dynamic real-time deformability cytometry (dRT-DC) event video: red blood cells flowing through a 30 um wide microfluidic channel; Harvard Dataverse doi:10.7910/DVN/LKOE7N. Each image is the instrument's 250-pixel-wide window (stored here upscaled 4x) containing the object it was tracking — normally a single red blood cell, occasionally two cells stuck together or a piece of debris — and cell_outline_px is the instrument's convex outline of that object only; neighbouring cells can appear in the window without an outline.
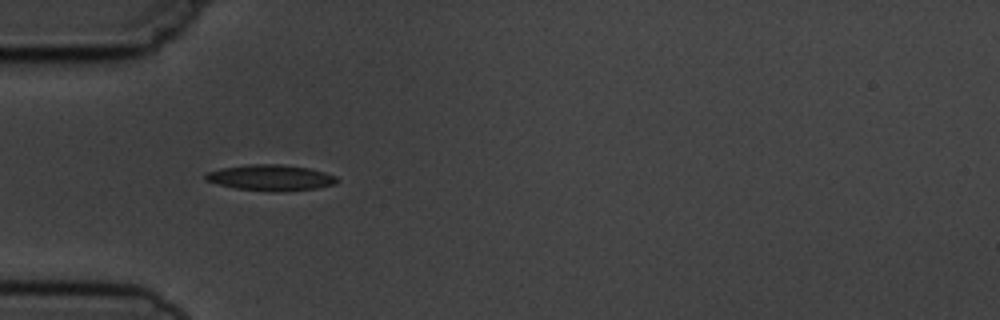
{"species": "common noctule bat (a hibernating species)", "species_latin": "Nyctalus noctula", "temperature_condition": "cold", "stored_images_in_passage": 8, "camera_frame_rate_fps": 3000, "um_per_image_px": 0.085, "animal": {"sex": "male", "body_mass_g": 19.5, "forearm_length_mm": 54.6}, "frame": {"image": 1, "passage_image": 5, "time_ms": 5.333, "image_size_px": [1000, 320], "cell_outline_px": [[336, 184], [316, 188], [236, 188], [204, 180], [204, 172], [220, 168], [248, 164], [284, 164], [308, 168], [324, 172], [336, 176]], "centroid_in_image_um": [22.93, 15.03], "position_along_channel_um": 62.1, "area_um2": 18.67}}
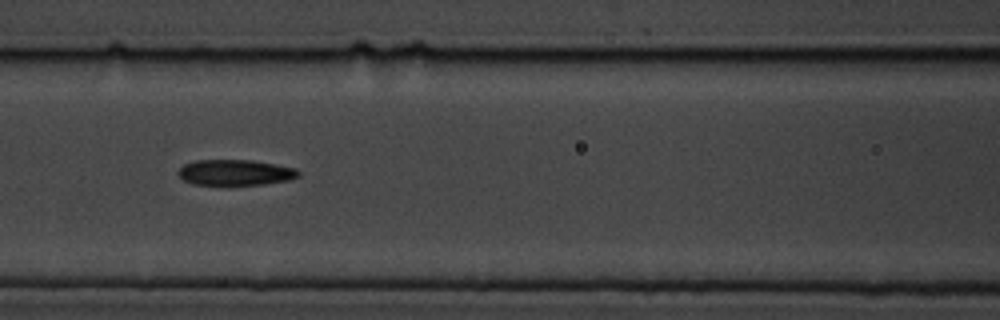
{"frame": {"image": 2, "passage_image": 7, "time_ms": 7.667, "image_size_px": [1000, 320], "cell_outline_px": [[300, 176], [288, 180], [264, 184], [192, 184], [184, 180], [176, 172], [184, 164], [196, 160], [252, 160], [276, 164], [296, 168], [300, 172]], "centroid_in_image_um": [20.01, 14.65], "position_along_channel_um": 146.6, "area_um2": 17.92}}
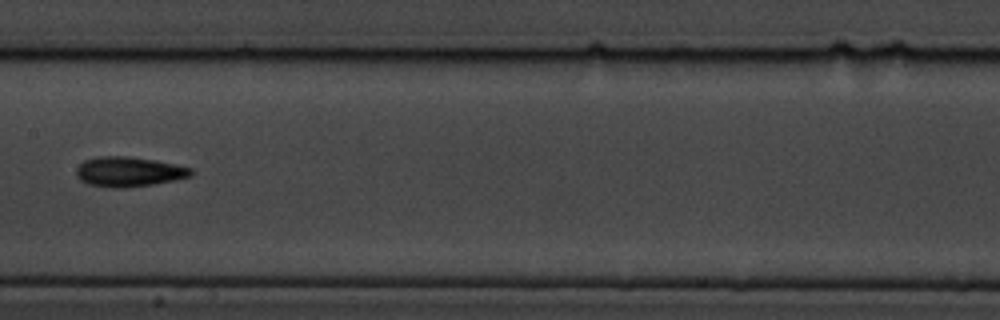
{"frame": {"image": 3, "passage_image": 8, "time_ms": 9.0, "image_size_px": [1000, 320], "cell_outline_px": [[192, 176], [176, 180], [152, 184], [124, 188], [112, 188], [88, 184], [80, 180], [76, 176], [76, 168], [84, 160], [100, 156], [128, 156], [176, 164], [192, 168]], "centroid_in_image_um": [10.94, 14.6], "position_along_channel_um": 196.5, "area_um2": 20.0}}